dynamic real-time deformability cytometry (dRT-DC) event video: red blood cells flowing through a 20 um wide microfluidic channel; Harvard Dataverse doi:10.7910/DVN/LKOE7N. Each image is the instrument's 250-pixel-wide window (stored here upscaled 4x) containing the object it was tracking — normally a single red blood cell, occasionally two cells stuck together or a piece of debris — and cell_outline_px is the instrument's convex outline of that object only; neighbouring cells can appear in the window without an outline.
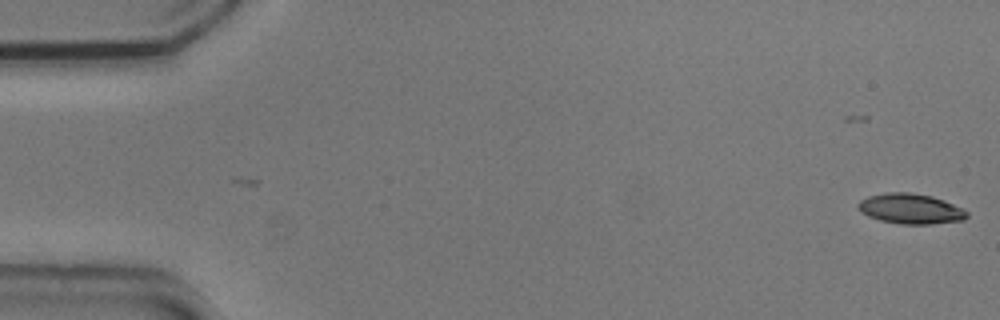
{"species": "common noctule bat (a hibernating species)", "species_latin": "Nyctalus noctula", "temperature_condition": "cold", "stored_images_in_passage": 2, "camera_frame_rate_fps": 3000, "um_per_image_px": 0.085, "animal": {"sex": "male", "body_mass_g": 20.5, "forearm_length_mm": 52.5}, "frame": {"image": 1, "passage_image": 2, "time_ms": 0.333, "image_size_px": [1000, 320], "cell_outline_px": [[968, 216], [964, 220], [932, 224], [900, 224], [880, 220], [868, 216], [860, 212], [856, 208], [856, 204], [860, 200], [868, 196], [888, 192], [908, 192], [932, 196], [944, 200], [964, 208], [968, 212]], "centroid_in_image_um": [77.39, 17.74], "position_along_channel_um": 7.6, "area_um2": 19.42}}